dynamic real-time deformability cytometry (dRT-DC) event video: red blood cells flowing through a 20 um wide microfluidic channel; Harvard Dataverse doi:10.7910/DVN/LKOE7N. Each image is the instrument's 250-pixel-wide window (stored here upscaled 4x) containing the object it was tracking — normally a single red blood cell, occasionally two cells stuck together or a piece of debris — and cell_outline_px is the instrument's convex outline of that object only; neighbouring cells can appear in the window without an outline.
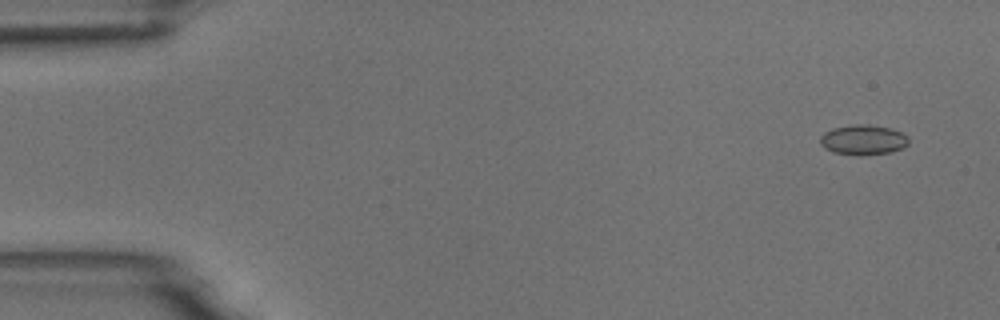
{"species": "common noctule bat (a hibernating species)", "species_latin": "Nyctalus noctula", "temperature_condition": "room temperature", "stored_images_in_passage": 4, "camera_frame_rate_fps": 3000, "um_per_image_px": 0.085, "animal": {"sex": "male", "body_mass_g": 18.8}, "frame": {"image": 1, "passage_image": 1, "time_ms": 0.0, "image_size_px": [1000, 320], "cell_outline_px": [[908, 144], [904, 148], [888, 152], [860, 156], [832, 152], [824, 148], [820, 144], [820, 136], [824, 132], [832, 128], [856, 124], [868, 124], [892, 128], [908, 136]], "centroid_in_image_um": [73.36, 11.88], "position_along_channel_um": 11.6, "area_um2": 15.66}}